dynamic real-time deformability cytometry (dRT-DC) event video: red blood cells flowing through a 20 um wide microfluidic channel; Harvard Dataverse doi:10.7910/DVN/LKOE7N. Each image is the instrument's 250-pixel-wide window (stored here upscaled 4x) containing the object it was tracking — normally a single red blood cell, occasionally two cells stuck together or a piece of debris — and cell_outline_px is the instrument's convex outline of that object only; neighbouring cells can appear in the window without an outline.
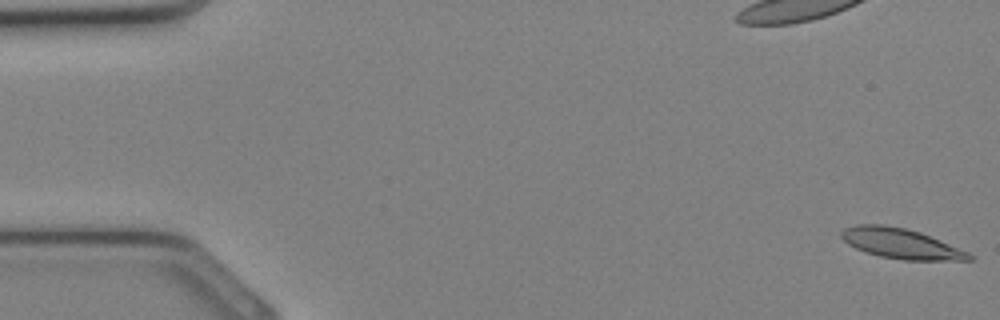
{"species": "Egyptian fruit bat (a non-hibernating species)", "species_latin": "Rousettus aegyptiacus", "temperature_condition": "cold", "stored_images_in_passage": 34, "camera_frame_rate_fps": 3000, "um_per_image_px": 0.085, "animal": {"sex": "female"}, "frame": {"image": 1, "passage_image": 1, "time_ms": 0.0, "image_size_px": [1000, 320], "cell_outline_px": [[972, 260], [904, 260], [880, 256], [864, 252], [848, 244], [840, 236], [840, 232], [844, 228], [856, 224], [884, 224], [904, 228], [920, 232], [968, 252], [972, 256]], "centroid_in_image_um": [76.52, 20.69], "position_along_channel_um": 8.5, "area_um2": 22.31}}
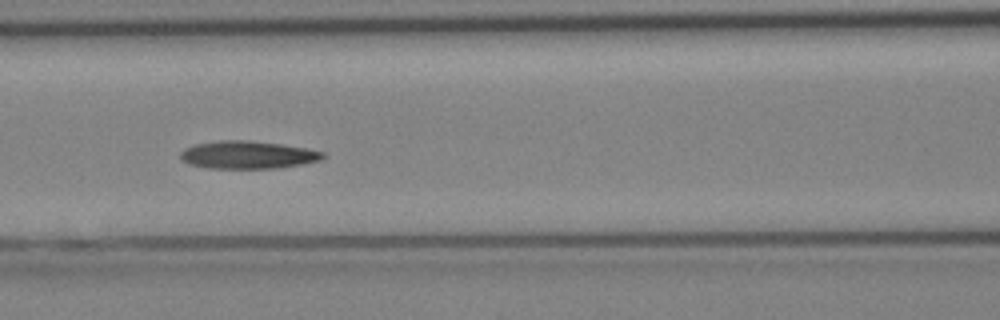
{"frame": {"image": 2, "passage_image": 15, "time_ms": 4.667, "image_size_px": [1000, 320], "cell_outline_px": [[328, 156], [320, 160], [300, 164], [276, 168], [208, 168], [188, 164], [180, 156], [180, 152], [184, 148], [196, 144], [220, 140], [244, 140], [280, 144], [304, 148], [324, 152]], "centroid_in_image_um": [21.04, 13.16], "position_along_channel_um": 145.6, "area_um2": 22.83}}
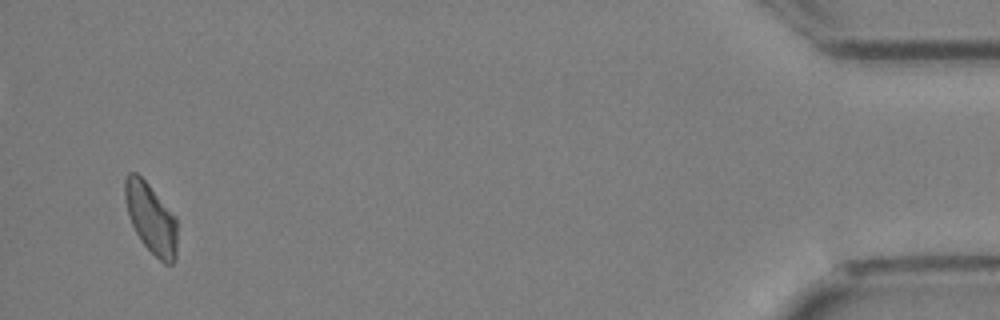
{"frame": {"image": 3, "passage_image": 33, "time_ms": 10.667, "image_size_px": [1000, 320], "cell_outline_px": [[176, 260], [172, 264], [164, 264], [144, 244], [136, 232], [132, 224], [128, 212], [124, 196], [124, 180], [128, 172], [136, 172], [148, 184], [176, 216]], "centroid_in_image_um": [12.84, 18.55], "position_along_channel_um": 422.4, "area_um2": 21.15}}